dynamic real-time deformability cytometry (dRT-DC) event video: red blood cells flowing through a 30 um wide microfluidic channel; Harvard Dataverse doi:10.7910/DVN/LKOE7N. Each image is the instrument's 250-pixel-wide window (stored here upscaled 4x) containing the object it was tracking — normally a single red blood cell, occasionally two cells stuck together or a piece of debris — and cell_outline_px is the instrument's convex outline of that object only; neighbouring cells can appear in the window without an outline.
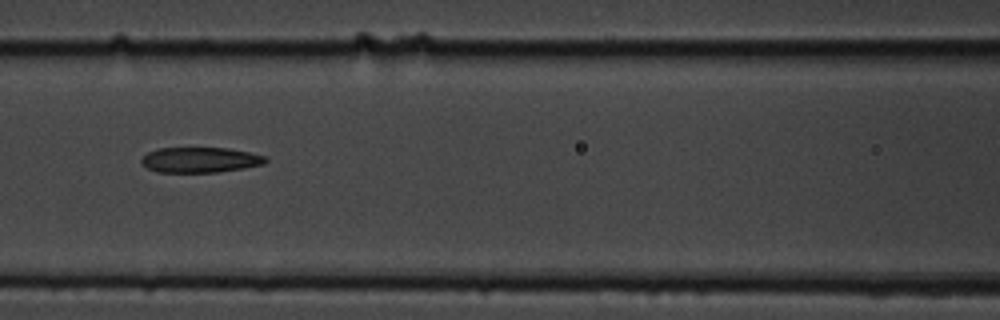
{"species": "common noctule bat (a hibernating species)", "species_latin": "Nyctalus noctula", "temperature_condition": "cold", "stored_images_in_passage": 8, "camera_frame_rate_fps": 3000, "um_per_image_px": 0.085, "animal": {"sex": "male", "body_mass_g": 19.5, "forearm_length_mm": 54.6}, "frame": {"image": 1, "passage_image": 4, "time_ms": 3.667, "image_size_px": [1000, 320], "cell_outline_px": [[268, 160], [264, 164], [244, 168], [216, 172], [156, 172], [148, 168], [140, 160], [148, 152], [160, 148], [228, 148], [252, 152], [268, 156]], "centroid_in_image_um": [17.08, 13.58], "position_along_channel_um": 149.5, "area_um2": 18.38}}
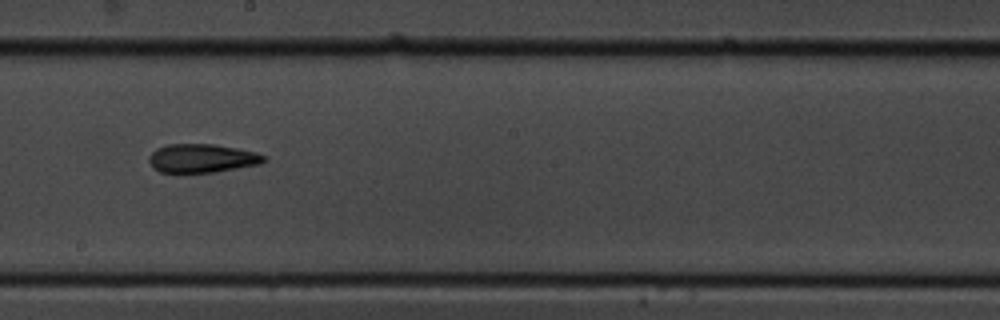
{"frame": {"image": 2, "passage_image": 6, "time_ms": 6.0, "image_size_px": [1000, 320], "cell_outline_px": [[268, 160], [260, 164], [216, 172], [160, 172], [152, 168], [148, 160], [148, 156], [156, 148], [168, 144], [212, 144], [236, 148], [256, 152], [268, 156]], "centroid_in_image_um": [17.18, 13.45], "position_along_channel_um": 231.0, "area_um2": 19.36}}
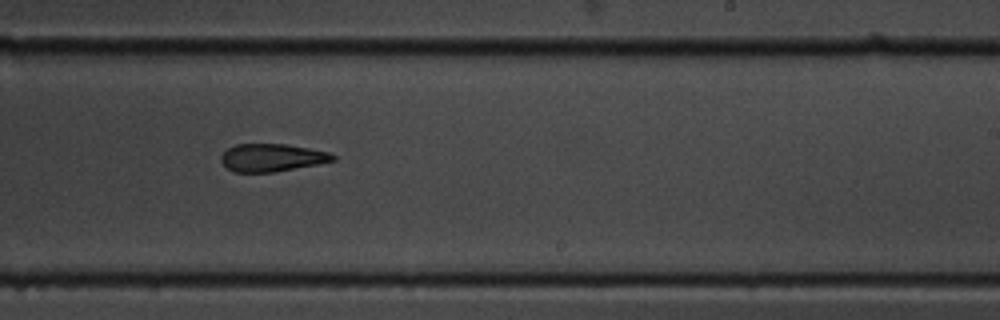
{"frame": {"image": 3, "passage_image": 7, "time_ms": 7.0, "image_size_px": [1000, 320], "cell_outline_px": [[336, 160], [276, 172], [232, 172], [220, 160], [220, 156], [228, 148], [236, 144], [284, 144], [308, 148], [328, 152], [336, 156]], "centroid_in_image_um": [23.09, 13.4], "position_along_channel_um": 265.9, "area_um2": 17.98}}